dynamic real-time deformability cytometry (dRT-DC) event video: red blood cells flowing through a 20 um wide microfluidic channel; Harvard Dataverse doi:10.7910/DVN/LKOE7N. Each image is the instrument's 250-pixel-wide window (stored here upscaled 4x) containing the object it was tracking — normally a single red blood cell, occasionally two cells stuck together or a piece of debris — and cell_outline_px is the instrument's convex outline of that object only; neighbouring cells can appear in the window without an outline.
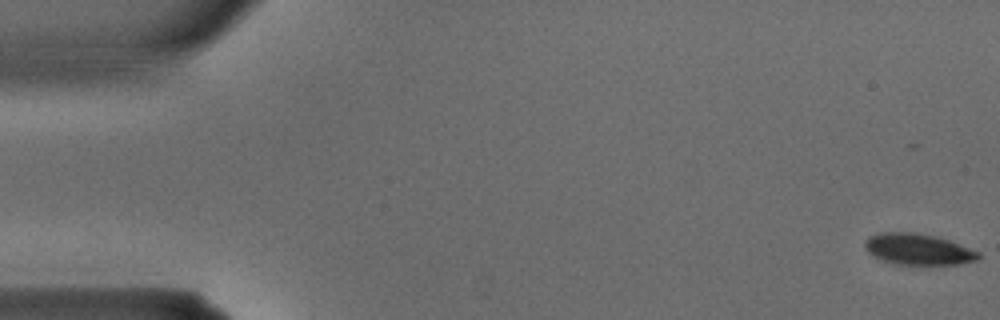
{"species": "common noctule bat (a hibernating species)", "species_latin": "Nyctalus noctula", "temperature_condition": "warm", "stored_images_in_passage": 37, "camera_frame_rate_fps": 3000, "um_per_image_px": 0.085, "animal": {"sex": "male", "body_mass_g": 15.6}, "frame": {"image": 1, "passage_image": 2, "time_ms": 0.333, "image_size_px": [1000, 320], "cell_outline_px": [[980, 256], [976, 260], [960, 264], [896, 264], [872, 256], [864, 248], [864, 240], [868, 236], [880, 232], [916, 232], [936, 236], [948, 240], [980, 252]], "centroid_in_image_um": [77.99, 21.17], "position_along_channel_um": 7.0, "area_um2": 20.63}}
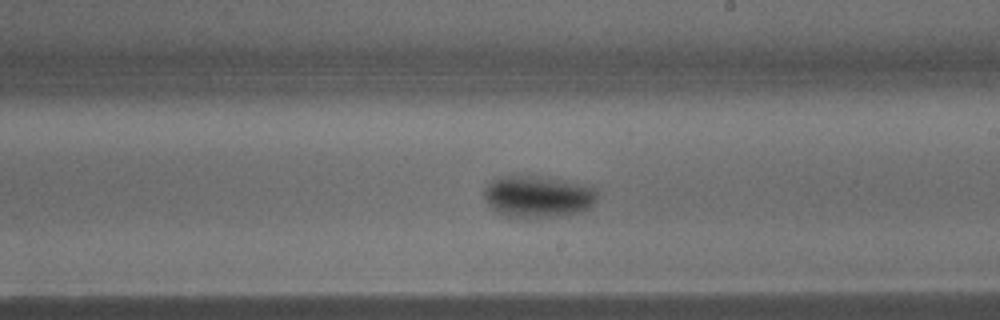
{"frame": {"image": 2, "passage_image": 22, "time_ms": 7.0, "image_size_px": [1000, 320], "cell_outline_px": [[596, 200], [588, 208], [580, 212], [564, 216], [504, 216], [496, 212], [488, 204], [484, 196], [484, 188], [492, 180], [504, 176], [528, 176], [564, 180], [588, 184], [596, 188]], "centroid_in_image_um": [45.74, 16.7], "position_along_channel_um": 243.3, "area_um2": 27.28}}
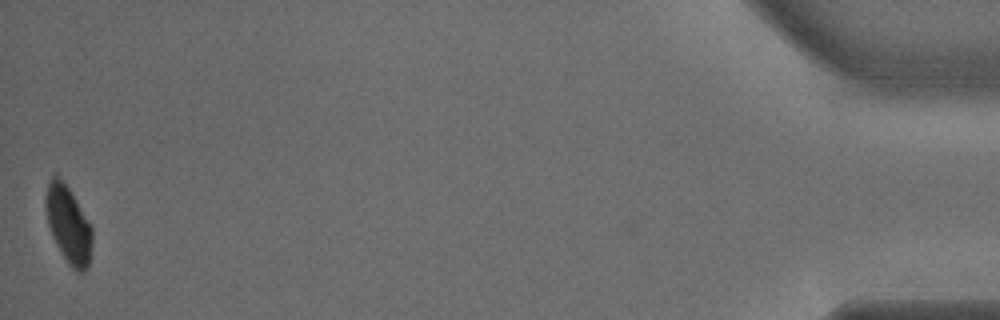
{"frame": {"image": 3, "passage_image": 37, "time_ms": 12.0, "image_size_px": [1000, 320], "cell_outline_px": [[92, 240], [88, 268], [84, 272], [76, 272], [68, 264], [56, 244], [52, 236], [48, 224], [44, 200], [44, 196], [52, 172], [56, 172], [72, 192], [92, 224]], "centroid_in_image_um": [5.81, 19.04], "position_along_channel_um": 429.4, "area_um2": 21.39}}